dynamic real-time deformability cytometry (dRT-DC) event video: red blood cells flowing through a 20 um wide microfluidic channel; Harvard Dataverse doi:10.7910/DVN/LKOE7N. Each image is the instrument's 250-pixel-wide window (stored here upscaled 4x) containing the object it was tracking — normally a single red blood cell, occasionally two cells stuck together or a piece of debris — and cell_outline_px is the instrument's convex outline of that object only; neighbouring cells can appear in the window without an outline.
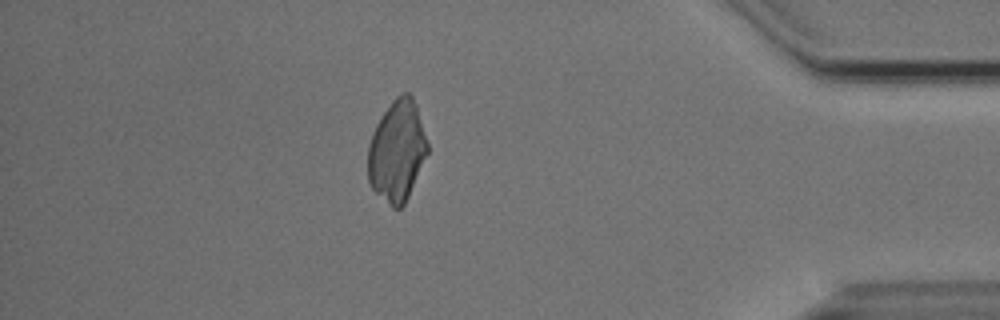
{"species": "Egyptian fruit bat (a non-hibernating species)", "species_latin": "Rousettus aegyptiacus", "temperature_condition": "cold", "stored_images_in_passage": 37, "camera_frame_rate_fps": 3000, "um_per_image_px": 0.085, "animal": {"sex": "male"}, "frame": {"image": 1, "passage_image": 36, "time_ms": 11.667, "image_size_px": [1000, 320], "cell_outline_px": [[428, 152], [408, 196], [404, 204], [400, 208], [392, 208], [372, 188], [368, 180], [368, 144], [372, 132], [376, 124], [392, 100], [400, 92], [412, 92], [416, 104], [428, 144]], "centroid_in_image_um": [33.74, 12.79], "position_along_channel_um": 401.5, "area_um2": 35.08}}